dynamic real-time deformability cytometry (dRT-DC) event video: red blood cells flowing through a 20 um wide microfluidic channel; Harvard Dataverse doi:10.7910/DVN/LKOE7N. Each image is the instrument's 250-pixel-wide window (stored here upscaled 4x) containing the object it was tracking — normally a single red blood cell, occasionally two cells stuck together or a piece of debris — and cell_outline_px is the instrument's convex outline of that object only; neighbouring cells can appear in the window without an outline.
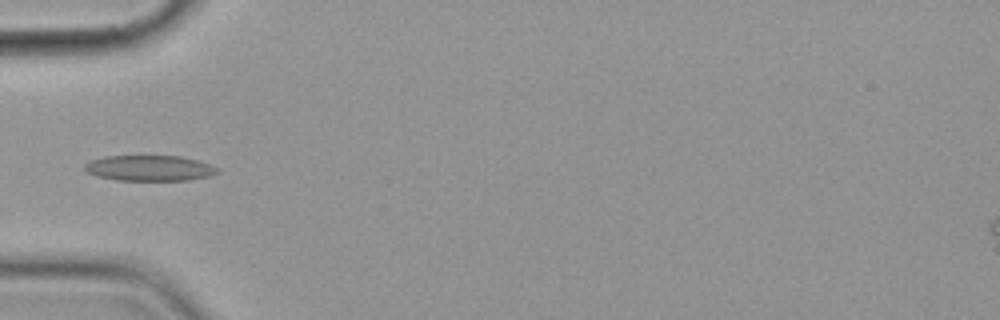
{"species": "common noctule bat (a hibernating species)", "species_latin": "Nyctalus noctula", "temperature_condition": "cold", "stored_images_in_passage": 6, "camera_frame_rate_fps": 3000, "um_per_image_px": 0.085, "animal": {"sex": "female", "body_mass_g": 19.9}, "frame": {"image": 1, "passage_image": 5, "time_ms": 4.667, "image_size_px": [1000, 320], "cell_outline_px": [[220, 172], [208, 176], [188, 180], [116, 180], [96, 176], [88, 172], [84, 168], [84, 164], [92, 160], [108, 156], [180, 156], [196, 160], [208, 164], [216, 168]], "centroid_in_image_um": [12.68, 14.29], "position_along_channel_um": 72.3, "area_um2": 19.54}}
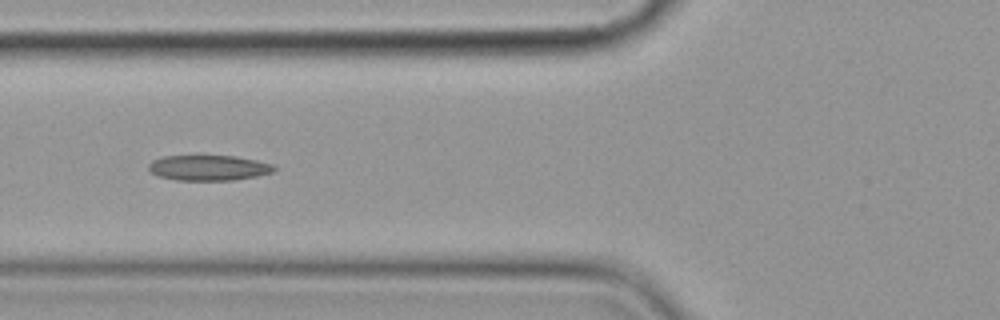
{"frame": {"image": 2, "passage_image": 6, "time_ms": 5.667, "image_size_px": [1000, 320], "cell_outline_px": [[276, 168], [272, 172], [256, 176], [232, 180], [176, 180], [160, 176], [152, 172], [148, 168], [148, 164], [152, 160], [164, 156], [196, 152], [236, 156], [256, 160], [272, 164]], "centroid_in_image_um": [17.68, 14.2], "position_along_channel_um": 108.1, "area_um2": 19.42}}